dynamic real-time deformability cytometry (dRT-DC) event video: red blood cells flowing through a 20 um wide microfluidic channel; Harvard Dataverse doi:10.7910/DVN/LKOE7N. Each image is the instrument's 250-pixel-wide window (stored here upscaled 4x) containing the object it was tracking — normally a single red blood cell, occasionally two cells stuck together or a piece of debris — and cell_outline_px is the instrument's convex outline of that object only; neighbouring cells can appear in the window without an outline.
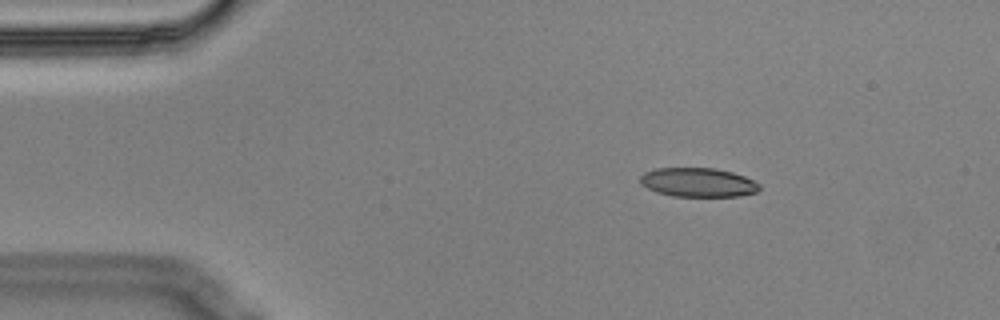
{"species": "Egyptian fruit bat (a non-hibernating species)", "species_latin": "Rousettus aegyptiacus", "temperature_condition": "cold", "stored_images_in_passage": 4, "camera_frame_rate_fps": 3000, "um_per_image_px": 0.085, "animal": {"sex": "male"}, "frame": {"image": 1, "passage_image": 2, "time_ms": 0.333, "image_size_px": [1000, 320], "cell_outline_px": [[760, 188], [756, 192], [740, 196], [672, 196], [656, 192], [640, 184], [640, 176], [644, 172], [656, 168], [716, 168], [732, 172], [744, 176], [760, 184]], "centroid_in_image_um": [59.31, 15.5], "position_along_channel_um": 25.7, "area_um2": 20.23}}